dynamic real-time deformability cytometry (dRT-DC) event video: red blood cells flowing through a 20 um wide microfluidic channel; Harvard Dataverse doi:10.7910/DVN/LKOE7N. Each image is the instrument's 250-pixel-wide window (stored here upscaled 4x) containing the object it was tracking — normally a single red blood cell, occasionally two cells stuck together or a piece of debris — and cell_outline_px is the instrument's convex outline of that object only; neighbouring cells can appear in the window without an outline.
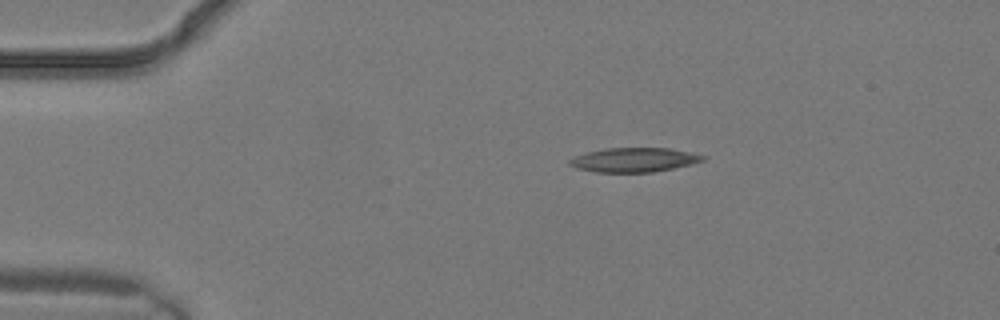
{"species": "common noctule bat (a hibernating species)", "species_latin": "Nyctalus noctula", "temperature_condition": "warm", "stored_images_in_passage": 2, "camera_frame_rate_fps": 3000, "um_per_image_px": 0.085, "animal": {"sex": "male", "body_mass_g": 19.2, "forearm_length_mm": 51.8}, "frame": {"image": 1, "passage_image": 1, "time_ms": 0.0, "image_size_px": [1000, 320], "cell_outline_px": [[708, 156], [704, 160], [692, 164], [652, 172], [596, 172], [576, 168], [568, 164], [568, 160], [576, 156], [588, 152], [608, 148], [668, 148]], "centroid_in_image_um": [53.9, 13.59], "position_along_channel_um": 31.1, "area_um2": 18.67}}